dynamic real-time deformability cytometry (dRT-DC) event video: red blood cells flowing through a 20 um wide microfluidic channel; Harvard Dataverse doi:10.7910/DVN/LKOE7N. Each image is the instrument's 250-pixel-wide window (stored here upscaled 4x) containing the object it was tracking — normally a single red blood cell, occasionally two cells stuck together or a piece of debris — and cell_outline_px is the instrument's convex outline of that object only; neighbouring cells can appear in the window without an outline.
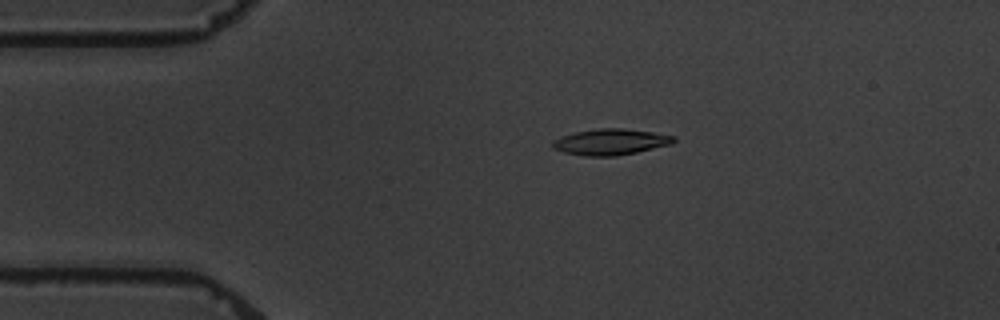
{"species": "common noctule bat (a hibernating species)", "species_latin": "Nyctalus noctula", "temperature_condition": "warm", "stored_images_in_passage": 5, "camera_frame_rate_fps": 3000, "um_per_image_px": 0.085, "animal": {"sex": "male", "body_mass_g": 19.5, "forearm_length_mm": 54.6}, "frame": {"image": 1, "passage_image": 3, "time_ms": 3.333, "image_size_px": [1000, 320], "cell_outline_px": [[676, 140], [672, 144], [636, 152], [616, 156], [584, 156], [564, 152], [552, 148], [552, 140], [560, 136], [576, 132], [600, 128], [624, 128], [652, 132], [676, 136]], "centroid_in_image_um": [51.89, 12.06], "position_along_channel_um": 33.1, "area_um2": 18.44}}
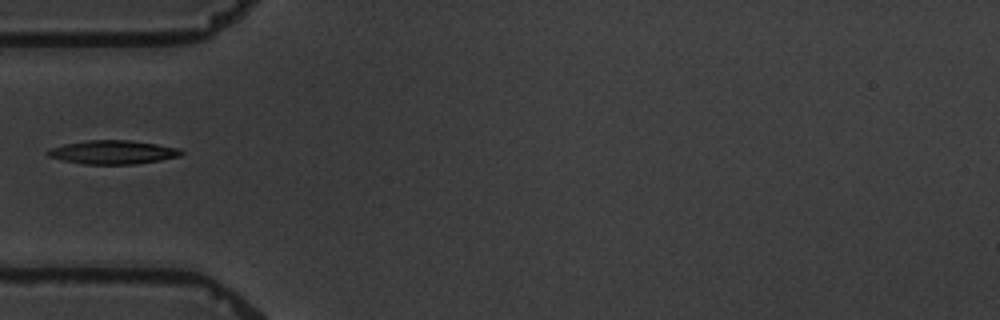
{"frame": {"image": 2, "passage_image": 5, "time_ms": 5.667, "image_size_px": [1000, 320], "cell_outline_px": [[184, 152], [180, 156], [160, 160], [136, 164], [84, 164], [64, 160], [48, 156], [44, 152], [48, 148], [64, 144], [88, 140], [128, 140], [156, 144], [180, 148]], "centroid_in_image_um": [9.58, 12.93], "position_along_channel_um": 75.4, "area_um2": 18.44}}